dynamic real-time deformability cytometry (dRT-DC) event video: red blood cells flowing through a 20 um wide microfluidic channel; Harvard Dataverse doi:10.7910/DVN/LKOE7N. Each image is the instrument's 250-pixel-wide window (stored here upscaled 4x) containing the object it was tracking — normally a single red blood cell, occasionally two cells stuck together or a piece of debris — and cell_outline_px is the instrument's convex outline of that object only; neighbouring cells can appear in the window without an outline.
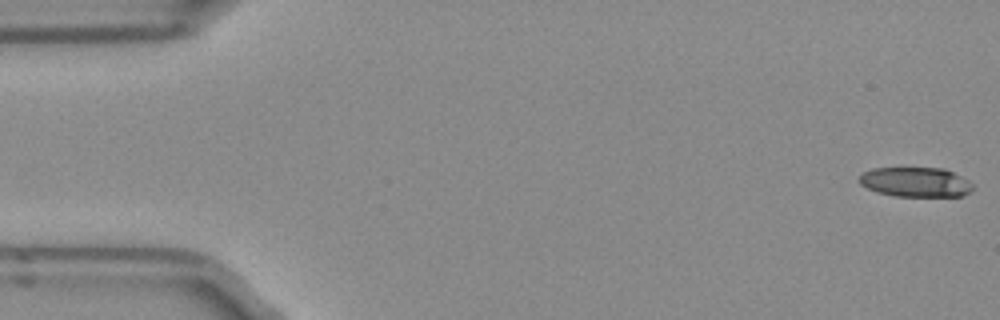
{"species": "Egyptian fruit bat (a non-hibernating species)", "species_latin": "Rousettus aegyptiacus", "temperature_condition": "room temperature", "stored_images_in_passage": 51, "camera_frame_rate_fps": 3000, "um_per_image_px": 0.085, "frame": {"image": 1, "passage_image": 1, "time_ms": 0.0, "image_size_px": [1000, 320], "cell_outline_px": [[972, 188], [968, 192], [960, 196], [896, 196], [876, 192], [860, 184], [856, 180], [864, 172], [872, 168], [944, 168], [968, 180], [972, 184]], "centroid_in_image_um": [77.78, 15.47], "position_along_channel_um": 7.2, "area_um2": 19.54}}
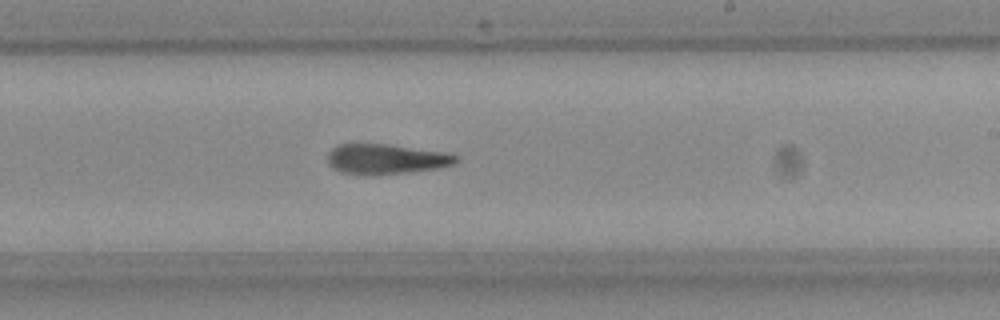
{"frame": {"image": 2, "passage_image": 30, "time_ms": 9.667, "image_size_px": [1000, 320], "cell_outline_px": [[460, 160], [456, 164], [440, 168], [412, 172], [376, 176], [364, 176], [340, 172], [332, 168], [328, 164], [328, 152], [332, 148], [340, 144], [388, 144], [444, 152], [456, 156]], "centroid_in_image_um": [32.81, 13.55], "position_along_channel_um": 256.2, "area_um2": 23.06}}
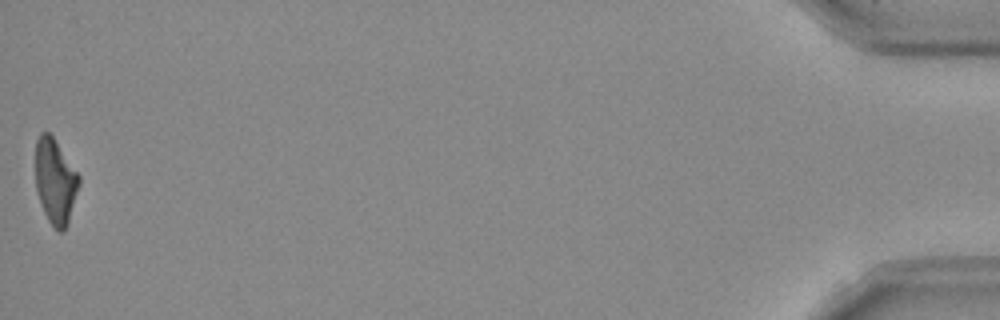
{"frame": {"image": 3, "passage_image": 51, "time_ms": 16.667, "image_size_px": [1000, 320], "cell_outline_px": [[80, 184], [64, 232], [60, 232], [48, 220], [44, 212], [36, 188], [36, 140], [40, 132], [48, 132], [52, 136], [80, 176]], "centroid_in_image_um": [4.7, 15.39], "position_along_channel_um": 430.5, "area_um2": 21.15}, "authors_computed_cell_mechanics": {"area_um2": 22.5998, "velocity_mm_per_s": 3.9684, "shape_relaxation_time_tau1_ms": 8.596, "shape_relaxation_time_tau2_ms": 9.2032, "deformation_change_tau1": 0.2603, "deformation_change_tau2": 0.2274}}